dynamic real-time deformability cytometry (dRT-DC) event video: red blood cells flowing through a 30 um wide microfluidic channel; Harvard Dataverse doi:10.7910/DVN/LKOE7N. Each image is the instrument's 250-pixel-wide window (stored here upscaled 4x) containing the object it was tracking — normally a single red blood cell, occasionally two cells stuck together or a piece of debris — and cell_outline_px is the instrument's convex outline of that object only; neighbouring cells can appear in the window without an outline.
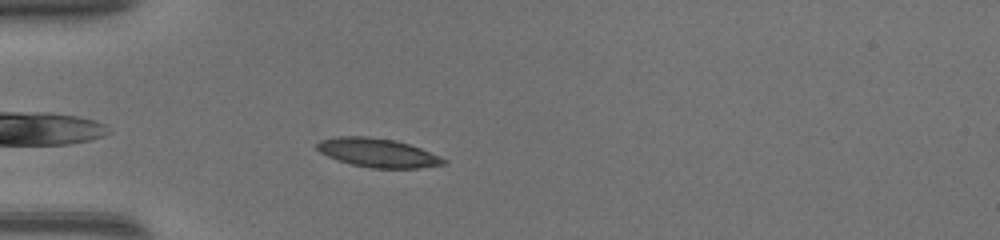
{"species": "common noctule bat (a hibernating species)", "species_latin": "Nyctalus noctula", "temperature_condition": "warm", "stored_images_in_passage": 33, "camera_frame_rate_fps": 3000, "um_per_image_px": 0.085, "animal": {"sex": "female", "body_mass_g": 17.0, "forearm_length_mm": 48.0}, "frame": {"image": 1, "passage_image": 5, "time_ms": 1.333, "image_size_px": [1000, 240], "cell_outline_px": [[448, 160], [444, 164], [416, 168], [372, 168], [352, 164], [328, 156], [320, 152], [316, 148], [316, 144], [320, 140], [336, 136], [368, 136], [396, 140], [420, 148], [440, 156]], "centroid_in_image_um": [32.1, 12.97], "position_along_channel_um": 52.9, "area_um2": 21.15}}
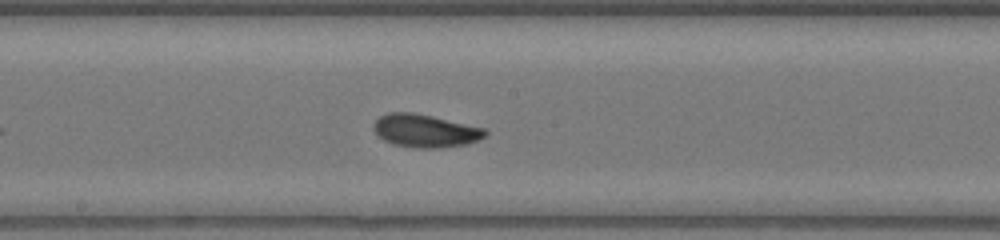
{"frame": {"image": 2, "passage_image": 17, "time_ms": 5.333, "image_size_px": [1000, 240], "cell_outline_px": [[488, 132], [484, 136], [468, 144], [436, 148], [420, 148], [392, 144], [384, 140], [372, 128], [372, 124], [380, 116], [388, 112], [412, 112], [432, 116], [484, 128]], "centroid_in_image_um": [36.11, 11.11], "position_along_channel_um": 212.1, "area_um2": 21.27}}
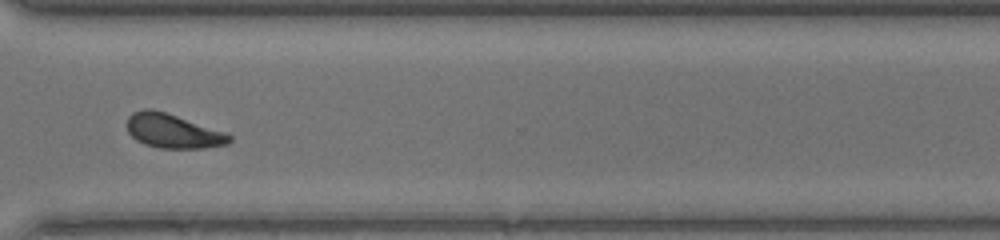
{"frame": {"image": 3, "passage_image": 27, "time_ms": 8.667, "image_size_px": [1000, 240], "cell_outline_px": [[232, 140], [228, 144], [204, 148], [160, 148], [144, 144], [136, 140], [128, 132], [128, 116], [132, 112], [144, 108], [152, 108], [228, 132], [232, 136]], "centroid_in_image_um": [14.73, 11.13], "position_along_channel_um": 355.9, "area_um2": 20.58}, "authors_computed_cell_mechanics": {"area_um2": 20.5768, "velocity_mm_per_s": 4.3213, "shape_relaxation_time_tau1_ms": 2.9377, "shape_relaxation_time_tau2_ms": 1.9891, "deformation_change_tau1": 0.1269, "deformation_change_tau2": 0.0745}}